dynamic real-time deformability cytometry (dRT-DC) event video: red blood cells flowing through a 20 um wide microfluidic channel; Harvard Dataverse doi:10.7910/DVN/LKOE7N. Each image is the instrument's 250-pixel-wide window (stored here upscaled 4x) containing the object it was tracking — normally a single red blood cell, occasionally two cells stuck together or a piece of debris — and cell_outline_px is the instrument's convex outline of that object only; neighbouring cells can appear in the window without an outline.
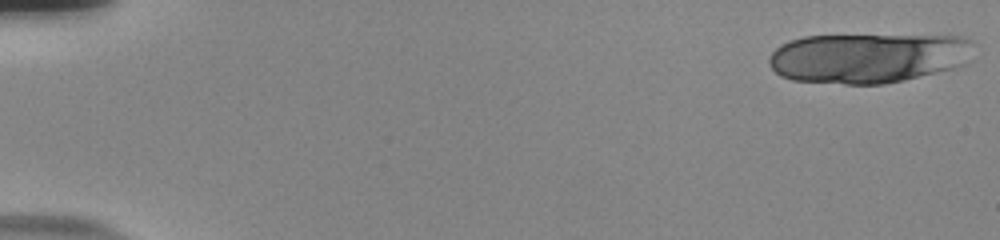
{"species": "human", "species_latin": "Homo sapiens", "temperature_condition": "room temperature", "stored_images_in_passage": 20, "camera_frame_rate_fps": 3000, "um_per_image_px": 0.085, "donor": {"sex": "male"}, "frame": {"image": 1, "passage_image": 1, "time_ms": 0.0, "image_size_px": [1000, 240], "cell_outline_px": [[972, 40], [964, 64], [952, 68], [904, 80], [884, 84], [844, 84], [792, 80], [780, 76], [768, 64], [768, 60], [772, 52], [780, 44], [788, 40], [804, 36], [964, 36]], "centroid_in_image_um": [73.69, 4.93], "position_along_channel_um": 11.3, "area_um2": 59.13}}